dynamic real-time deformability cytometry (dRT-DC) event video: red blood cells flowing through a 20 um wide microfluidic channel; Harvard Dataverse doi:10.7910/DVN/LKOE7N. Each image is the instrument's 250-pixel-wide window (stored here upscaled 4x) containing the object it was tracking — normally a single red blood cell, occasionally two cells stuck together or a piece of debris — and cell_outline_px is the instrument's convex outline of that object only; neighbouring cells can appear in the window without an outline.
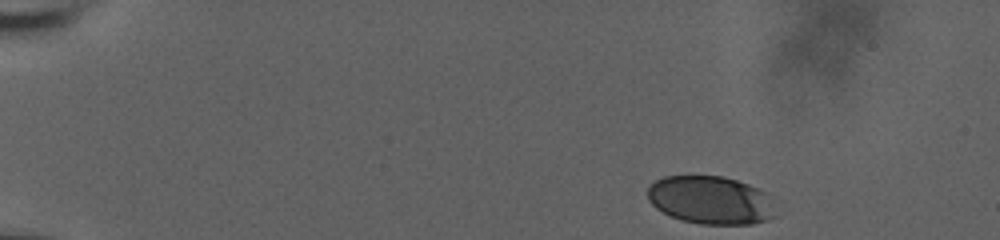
{"species": "human", "species_latin": "Homo sapiens", "temperature_condition": "room temperature", "stored_images_in_passage": 44, "camera_frame_rate_fps": 3000, "um_per_image_px": 0.085, "donor": {"sex": "male"}, "frame": {"image": 1, "passage_image": 1, "time_ms": 0.0, "image_size_px": [1000, 240], "cell_outline_px": [[776, 216], [768, 220], [752, 224], [700, 224], [680, 220], [656, 208], [648, 200], [648, 188], [656, 180], [664, 176], [724, 176], [748, 184], [764, 192]], "centroid_in_image_um": [60.36, 17.02], "position_along_channel_um": 24.6, "area_um2": 35.55}}
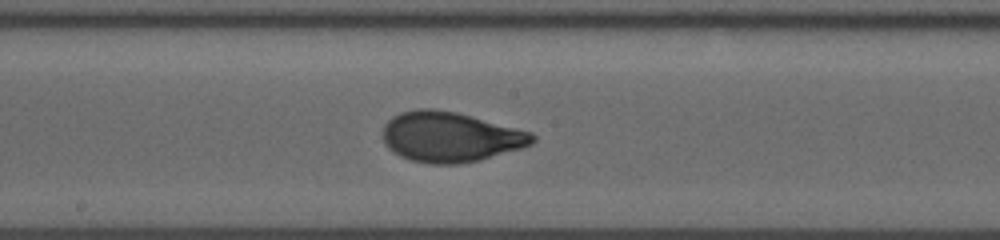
{"frame": {"image": 2, "passage_image": 26, "time_ms": 8.333, "image_size_px": [1000, 240], "cell_outline_px": [[536, 140], [532, 144], [520, 148], [480, 160], [456, 164], [432, 164], [412, 160], [400, 156], [392, 152], [384, 144], [384, 124], [392, 116], [400, 112], [416, 108], [436, 108], [456, 112], [532, 132], [536, 136]], "centroid_in_image_um": [38.25, 11.63], "position_along_channel_um": 209.9, "area_um2": 43.75}}
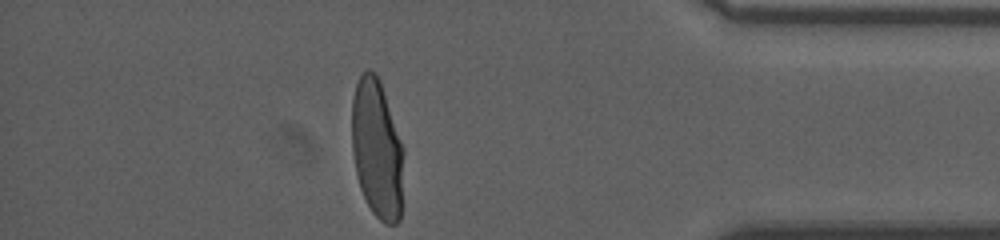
{"frame": {"image": 3, "passage_image": 44, "time_ms": 14.333, "image_size_px": [1000, 240], "cell_outline_px": [[404, 152], [400, 220], [396, 224], [384, 224], [372, 212], [360, 188], [356, 172], [352, 148], [352, 100], [356, 84], [360, 76], [368, 68], [376, 72], [380, 80], [404, 148]], "centroid_in_image_um": [32.05, 12.66], "position_along_channel_um": 403.1, "area_um2": 42.14}, "authors_computed_cell_mechanics": {"area_um2": 42.4252, "velocity_mm_per_s": 3.7058, "shape_relaxation_time_tau1_ms": 5.1999, "shape_relaxation_time_tau2_ms": null, "deformation_change_tau1": 0.2091, "deformation_change_tau2": null}}